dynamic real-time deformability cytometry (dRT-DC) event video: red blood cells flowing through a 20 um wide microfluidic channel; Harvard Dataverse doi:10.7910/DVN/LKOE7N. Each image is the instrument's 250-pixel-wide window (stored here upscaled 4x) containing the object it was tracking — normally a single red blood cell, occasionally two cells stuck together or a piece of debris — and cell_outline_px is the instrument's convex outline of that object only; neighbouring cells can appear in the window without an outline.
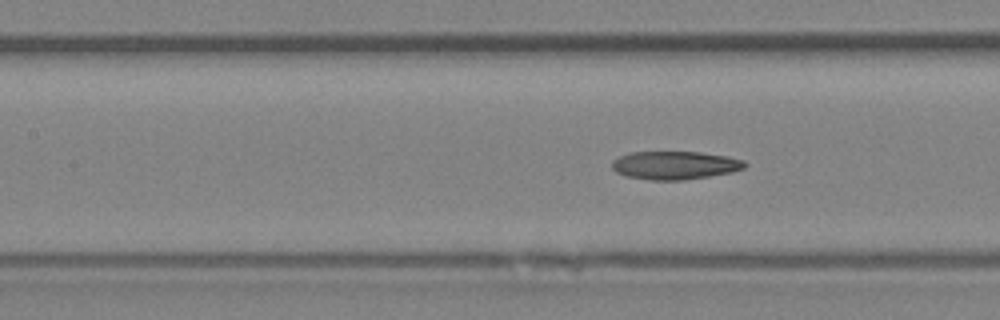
{"species": "Egyptian fruit bat (a non-hibernating species)", "species_latin": "Rousettus aegyptiacus", "temperature_condition": "room temperature", "stored_images_in_passage": 7, "segment_of_instrument_passage": [2, 2], "camera_frame_rate_fps": 3000, "um_per_image_px": 0.085, "animal": {"sex": "female"}, "frame": {"image": 1, "passage_image": 7, "time_ms": 7.667, "image_size_px": [1000, 320], "cell_outline_px": [[748, 164], [744, 168], [732, 172], [708, 176], [680, 180], [648, 180], [628, 176], [616, 172], [612, 168], [612, 160], [628, 152], [700, 152], [728, 156], [744, 160]], "centroid_in_image_um": [57.37, 14.04], "position_along_channel_um": 150.0, "area_um2": 21.85}}